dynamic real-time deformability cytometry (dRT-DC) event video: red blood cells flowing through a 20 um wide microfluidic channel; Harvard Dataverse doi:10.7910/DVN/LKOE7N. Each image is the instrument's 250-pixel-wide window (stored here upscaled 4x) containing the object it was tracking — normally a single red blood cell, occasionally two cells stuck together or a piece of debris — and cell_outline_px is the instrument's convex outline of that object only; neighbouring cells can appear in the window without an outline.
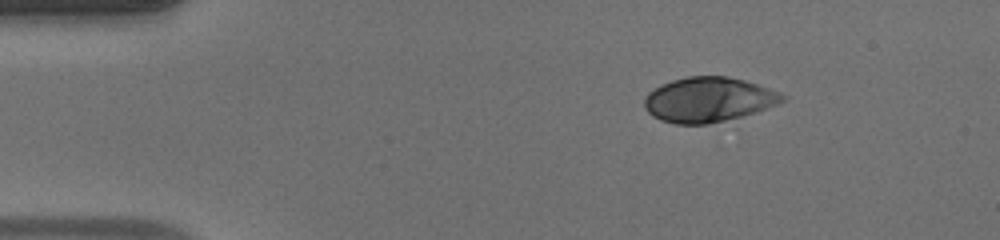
{"species": "human", "species_latin": "Homo sapiens", "temperature_condition": "warm", "stored_images_in_passage": 9, "camera_frame_rate_fps": 3000, "um_per_image_px": 0.085, "donor": {"sex": "male"}, "frame": {"image": 1, "passage_image": 1, "time_ms": 0.0, "image_size_px": [1000, 240], "cell_outline_px": [[788, 96], [784, 100], [776, 104], [756, 112], [708, 124], [676, 124], [660, 120], [652, 116], [644, 108], [644, 100], [648, 92], [660, 84], [672, 80], [688, 76], [728, 76], [744, 80], [780, 92]], "centroid_in_image_um": [60.19, 8.46], "position_along_channel_um": 24.8, "area_um2": 36.01}}